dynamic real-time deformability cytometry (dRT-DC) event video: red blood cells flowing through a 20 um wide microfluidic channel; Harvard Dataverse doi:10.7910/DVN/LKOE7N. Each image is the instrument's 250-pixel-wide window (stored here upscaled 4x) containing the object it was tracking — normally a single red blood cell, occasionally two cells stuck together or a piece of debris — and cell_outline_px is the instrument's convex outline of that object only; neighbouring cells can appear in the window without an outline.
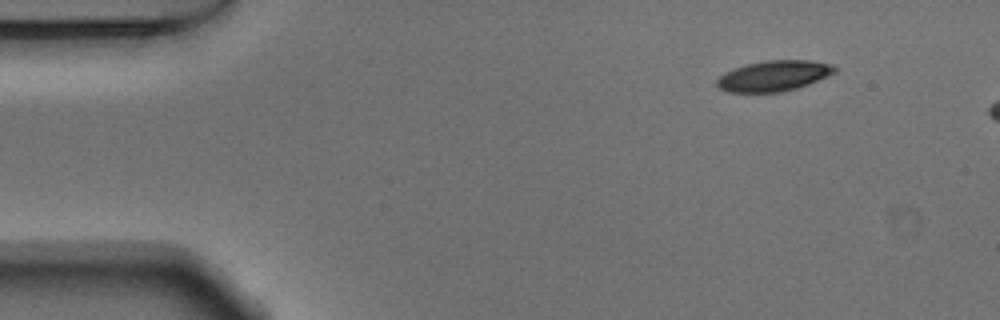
{"species": "Egyptian fruit bat (a non-hibernating species)", "species_latin": "Rousettus aegyptiacus", "temperature_condition": "warm", "stored_images_in_passage": 9, "camera_frame_rate_fps": 3000, "um_per_image_px": 0.085, "animal": {"sex": "male"}, "frame": {"image": 1, "passage_image": 1, "time_ms": 0.0, "image_size_px": [1000, 320], "cell_outline_px": [[836, 72], [808, 84], [796, 88], [780, 92], [728, 92], [720, 88], [716, 84], [716, 80], [724, 72], [748, 64], [764, 60], [808, 60], [832, 64], [836, 68]], "centroid_in_image_um": [65.76, 6.44], "position_along_channel_um": 19.2, "area_um2": 20.81}}